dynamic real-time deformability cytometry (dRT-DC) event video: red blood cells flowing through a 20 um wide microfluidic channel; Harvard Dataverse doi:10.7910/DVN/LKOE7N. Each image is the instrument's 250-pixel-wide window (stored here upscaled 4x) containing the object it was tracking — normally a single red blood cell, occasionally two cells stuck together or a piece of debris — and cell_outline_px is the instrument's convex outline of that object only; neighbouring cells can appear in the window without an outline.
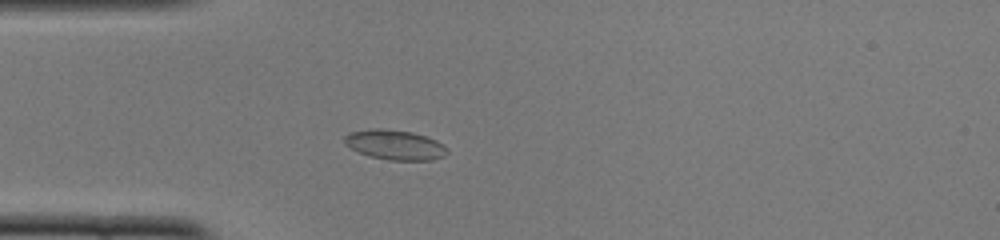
{"species": "common noctule bat (a hibernating species)", "species_latin": "Nyctalus noctula", "temperature_condition": "cold", "stored_images_in_passage": 47, "camera_frame_rate_fps": 3000, "um_per_image_px": 0.085, "animal": {"sex": "female", "body_mass_g": 22.0, "forearm_length_mm": 56.7}, "frame": {"image": 1, "passage_image": 11, "time_ms": 3.333, "image_size_px": [1000, 240], "cell_outline_px": [[448, 152], [444, 156], [432, 160], [388, 160], [368, 156], [344, 144], [344, 136], [348, 132], [372, 128], [380, 128], [412, 132], [428, 136], [444, 144]], "centroid_in_image_um": [33.57, 12.3], "position_along_channel_um": 51.4, "area_um2": 18.03}}
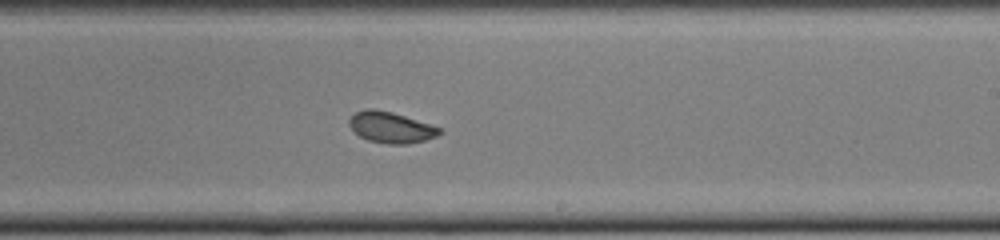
{"frame": {"image": 2, "passage_image": 27, "time_ms": 8.667, "image_size_px": [1000, 240], "cell_outline_px": [[444, 132], [436, 136], [424, 140], [408, 144], [388, 144], [368, 140], [360, 136], [348, 124], [348, 120], [356, 112], [364, 108], [376, 108], [392, 112], [440, 128]], "centroid_in_image_um": [33.2, 10.82], "position_along_channel_um": 255.8, "area_um2": 16.18}}
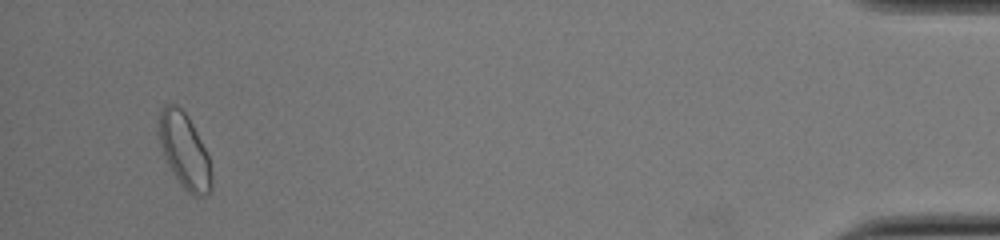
{"frame": {"image": 3, "passage_image": 45, "time_ms": 14.667, "image_size_px": [1000, 240], "cell_outline_px": [[212, 188], [204, 196], [196, 196], [188, 192], [180, 184], [172, 172], [168, 164], [160, 144], [156, 132], [156, 124], [160, 108], [164, 104], [176, 104], [188, 116], [208, 156], [212, 180]], "centroid_in_image_um": [15.62, 12.77], "position_along_channel_um": 419.6, "area_um2": 23.06}, "authors_computed_cell_mechanics": {"area_um2": 17.2244, "velocity_mm_per_s": 3.9871, "shape_relaxation_time_tau1_ms": 5.6956, "shape_relaxation_time_tau2_ms": 1.2015, "deformation_change_tau1": 0.0993, "deformation_change_tau2": 0.0569}}